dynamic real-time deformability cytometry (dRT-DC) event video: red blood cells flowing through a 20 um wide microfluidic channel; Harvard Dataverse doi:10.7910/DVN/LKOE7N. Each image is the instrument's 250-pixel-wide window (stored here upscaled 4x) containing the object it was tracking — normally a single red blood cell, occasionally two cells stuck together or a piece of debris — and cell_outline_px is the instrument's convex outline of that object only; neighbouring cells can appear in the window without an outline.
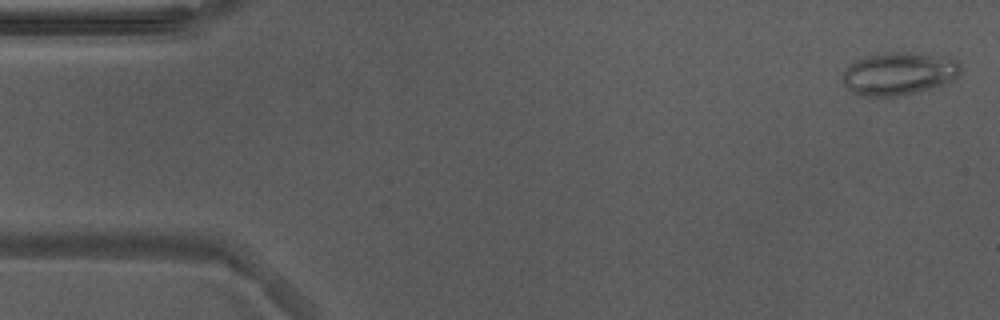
{"species": "Egyptian fruit bat (a non-hibernating species)", "species_latin": "Rousettus aegyptiacus", "temperature_condition": "warm", "stored_images_in_passage": 53, "camera_frame_rate_fps": 3000, "um_per_image_px": 0.085, "animal": {"sex": "male"}, "frame": {"image": 1, "passage_image": 2, "time_ms": 0.333, "image_size_px": [1000, 320], "cell_outline_px": [[960, 72], [952, 80], [944, 84], [888, 100], [856, 96], [844, 84], [844, 72], [856, 60], [868, 56], [884, 52], [912, 52], [956, 60], [960, 64]], "centroid_in_image_um": [76.35, 6.32], "position_along_channel_um": 8.6, "area_um2": 29.71}}
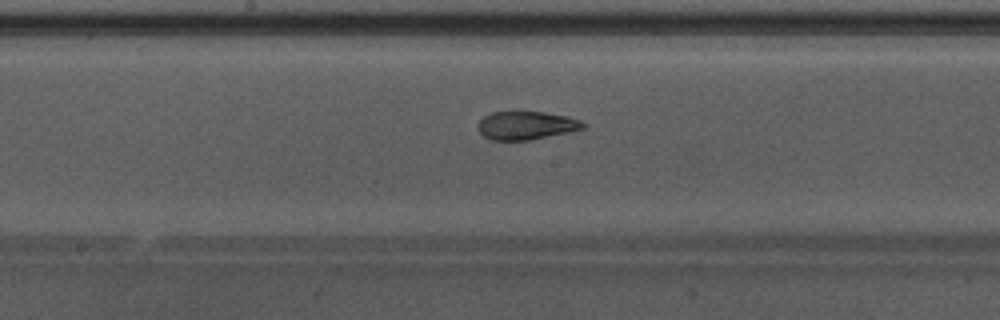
{"frame": {"image": 2, "passage_image": 27, "time_ms": 8.667, "image_size_px": [1000, 320], "cell_outline_px": [[588, 124], [584, 128], [568, 132], [528, 140], [492, 140], [484, 136], [476, 128], [476, 124], [484, 116], [492, 112], [512, 108], [516, 108], [544, 112], [568, 116], [580, 120]], "centroid_in_image_um": [44.68, 10.6], "position_along_channel_um": 203.5, "area_um2": 18.15}}
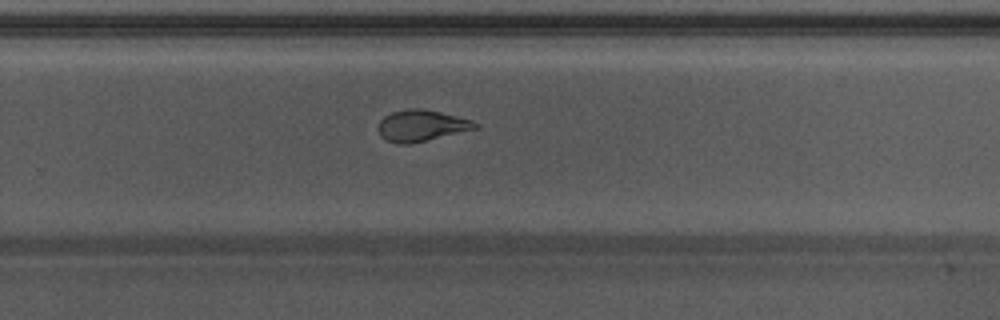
{"frame": {"image": 3, "passage_image": 34, "time_ms": 11.0, "image_size_px": [1000, 320], "cell_outline_px": [[480, 128], [408, 144], [396, 144], [380, 136], [376, 128], [380, 120], [384, 116], [392, 112], [408, 108], [424, 108], [472, 120], [480, 124]], "centroid_in_image_um": [35.81, 10.67], "position_along_channel_um": 294.0, "area_um2": 17.86}, "authors_computed_cell_mechanics": {"area_um2": 19.8832, "velocity_mm_per_s": 3.8883, "shape_relaxation_time_tau1_ms": null, "shape_relaxation_time_tau2_ms": 1.6564, "deformation_change_tau1": null, "deformation_change_tau2": 0.0762}}